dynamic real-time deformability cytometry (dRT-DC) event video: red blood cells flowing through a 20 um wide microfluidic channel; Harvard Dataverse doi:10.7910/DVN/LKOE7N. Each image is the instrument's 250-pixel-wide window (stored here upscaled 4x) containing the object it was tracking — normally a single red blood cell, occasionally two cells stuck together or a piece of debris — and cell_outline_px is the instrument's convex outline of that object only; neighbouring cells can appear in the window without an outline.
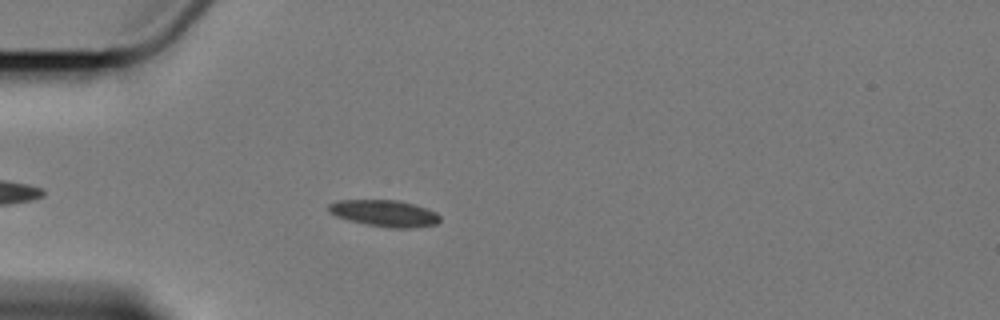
{"species": "Egyptian fruit bat (a non-hibernating species)", "species_latin": "Rousettus aegyptiacus", "temperature_condition": "cold", "stored_images_in_passage": 1, "camera_frame_rate_fps": 3000, "um_per_image_px": 0.085, "animal": {"sex": "female"}, "frame": {"image": 1, "passage_image": 1, "time_ms": 0.0, "image_size_px": [1000, 320], "cell_outline_px": [[440, 220], [436, 224], [408, 228], [388, 228], [348, 220], [336, 216], [328, 212], [328, 204], [336, 200], [400, 200], [416, 204], [428, 208], [436, 212], [440, 216]], "centroid_in_image_um": [32.68, 18.11], "position_along_channel_um": 52.3, "area_um2": 17.4}}